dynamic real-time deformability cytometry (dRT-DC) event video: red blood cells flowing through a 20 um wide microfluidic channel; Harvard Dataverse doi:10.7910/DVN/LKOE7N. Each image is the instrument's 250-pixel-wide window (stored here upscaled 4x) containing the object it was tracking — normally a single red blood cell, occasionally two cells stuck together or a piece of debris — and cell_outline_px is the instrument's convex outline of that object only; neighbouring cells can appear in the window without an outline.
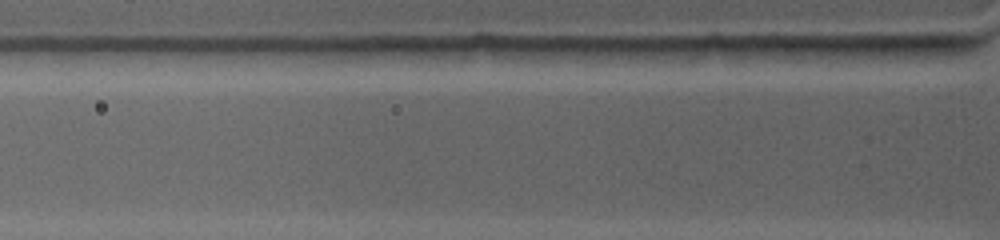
{"species": "common noctule bat (a hibernating species)", "species_latin": "Nyctalus noctula", "temperature_condition": "warm", "stored_images_in_passage": 2, "segment_of_instrument_passage": [2, 2], "camera_frame_rate_fps": 4500, "um_per_image_px": 0.085, "animal": {"sex": "female", "body_mass_g": 19.0, "forearm_length_mm": 53.3}, "frame": {"image": 1, "passage_image": 2, "time_ms": 0.444, "image_size_px": [1000, 240], "cell_outline_px": [[904, 48], [880, 64], [784, 56], [756, 48], [780, 44], [892, 44]], "centroid_in_image_um": [71.19, 4.4], "position_along_channel_um": 54.6, "area_um2": 14.28}}